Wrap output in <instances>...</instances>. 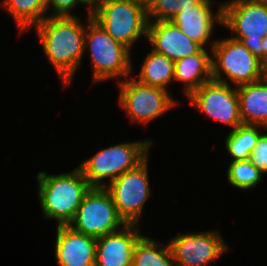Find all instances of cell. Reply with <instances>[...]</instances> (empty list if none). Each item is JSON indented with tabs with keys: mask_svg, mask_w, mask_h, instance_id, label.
Listing matches in <instances>:
<instances>
[{
	"mask_svg": "<svg viewBox=\"0 0 267 266\" xmlns=\"http://www.w3.org/2000/svg\"><path fill=\"white\" fill-rule=\"evenodd\" d=\"M85 6H88V16L92 15V12L99 6L103 0H81Z\"/></svg>",
	"mask_w": 267,
	"mask_h": 266,
	"instance_id": "4316f807",
	"label": "cell"
},
{
	"mask_svg": "<svg viewBox=\"0 0 267 266\" xmlns=\"http://www.w3.org/2000/svg\"><path fill=\"white\" fill-rule=\"evenodd\" d=\"M86 20L84 47L91 57L92 83L128 78L132 73L131 50L115 41L91 16Z\"/></svg>",
	"mask_w": 267,
	"mask_h": 266,
	"instance_id": "277c9868",
	"label": "cell"
},
{
	"mask_svg": "<svg viewBox=\"0 0 267 266\" xmlns=\"http://www.w3.org/2000/svg\"><path fill=\"white\" fill-rule=\"evenodd\" d=\"M143 235L137 242L131 266H175L169 244Z\"/></svg>",
	"mask_w": 267,
	"mask_h": 266,
	"instance_id": "7402d4cb",
	"label": "cell"
},
{
	"mask_svg": "<svg viewBox=\"0 0 267 266\" xmlns=\"http://www.w3.org/2000/svg\"><path fill=\"white\" fill-rule=\"evenodd\" d=\"M143 236L136 224L96 239L95 266H131L135 246Z\"/></svg>",
	"mask_w": 267,
	"mask_h": 266,
	"instance_id": "4fadbf2b",
	"label": "cell"
},
{
	"mask_svg": "<svg viewBox=\"0 0 267 266\" xmlns=\"http://www.w3.org/2000/svg\"><path fill=\"white\" fill-rule=\"evenodd\" d=\"M95 255V238L68 225L56 226L55 259L59 266H95Z\"/></svg>",
	"mask_w": 267,
	"mask_h": 266,
	"instance_id": "5bb4252c",
	"label": "cell"
},
{
	"mask_svg": "<svg viewBox=\"0 0 267 266\" xmlns=\"http://www.w3.org/2000/svg\"><path fill=\"white\" fill-rule=\"evenodd\" d=\"M227 181L242 190H250L262 181L263 173L250 160L231 161L227 169Z\"/></svg>",
	"mask_w": 267,
	"mask_h": 266,
	"instance_id": "603a6c76",
	"label": "cell"
},
{
	"mask_svg": "<svg viewBox=\"0 0 267 266\" xmlns=\"http://www.w3.org/2000/svg\"><path fill=\"white\" fill-rule=\"evenodd\" d=\"M250 162L263 174H267V133H263L251 152Z\"/></svg>",
	"mask_w": 267,
	"mask_h": 266,
	"instance_id": "d4e9b609",
	"label": "cell"
},
{
	"mask_svg": "<svg viewBox=\"0 0 267 266\" xmlns=\"http://www.w3.org/2000/svg\"><path fill=\"white\" fill-rule=\"evenodd\" d=\"M151 140L122 142L89 157L79 169L91 187L104 188L123 173L135 169L149 155ZM110 178L109 182L104 180Z\"/></svg>",
	"mask_w": 267,
	"mask_h": 266,
	"instance_id": "3957f363",
	"label": "cell"
},
{
	"mask_svg": "<svg viewBox=\"0 0 267 266\" xmlns=\"http://www.w3.org/2000/svg\"><path fill=\"white\" fill-rule=\"evenodd\" d=\"M148 179L147 157L135 169L123 173L105 187L126 224L139 225L143 206L151 194Z\"/></svg>",
	"mask_w": 267,
	"mask_h": 266,
	"instance_id": "30bf717a",
	"label": "cell"
},
{
	"mask_svg": "<svg viewBox=\"0 0 267 266\" xmlns=\"http://www.w3.org/2000/svg\"><path fill=\"white\" fill-rule=\"evenodd\" d=\"M262 79L267 83V61L263 63Z\"/></svg>",
	"mask_w": 267,
	"mask_h": 266,
	"instance_id": "f546056e",
	"label": "cell"
},
{
	"mask_svg": "<svg viewBox=\"0 0 267 266\" xmlns=\"http://www.w3.org/2000/svg\"><path fill=\"white\" fill-rule=\"evenodd\" d=\"M242 124L267 128V83L258 81L236 87Z\"/></svg>",
	"mask_w": 267,
	"mask_h": 266,
	"instance_id": "ac0fdd59",
	"label": "cell"
},
{
	"mask_svg": "<svg viewBox=\"0 0 267 266\" xmlns=\"http://www.w3.org/2000/svg\"><path fill=\"white\" fill-rule=\"evenodd\" d=\"M79 4L84 5L81 0H46L47 12L52 7L50 16H76L71 11Z\"/></svg>",
	"mask_w": 267,
	"mask_h": 266,
	"instance_id": "484cf974",
	"label": "cell"
},
{
	"mask_svg": "<svg viewBox=\"0 0 267 266\" xmlns=\"http://www.w3.org/2000/svg\"><path fill=\"white\" fill-rule=\"evenodd\" d=\"M84 23L77 16H47L34 26L37 38L48 61L61 78L62 85L72 83L85 52Z\"/></svg>",
	"mask_w": 267,
	"mask_h": 266,
	"instance_id": "6da1fadb",
	"label": "cell"
},
{
	"mask_svg": "<svg viewBox=\"0 0 267 266\" xmlns=\"http://www.w3.org/2000/svg\"><path fill=\"white\" fill-rule=\"evenodd\" d=\"M175 63L174 81L183 83L188 97L206 82L212 80V56L203 48L199 53L179 59Z\"/></svg>",
	"mask_w": 267,
	"mask_h": 266,
	"instance_id": "e0dca14e",
	"label": "cell"
},
{
	"mask_svg": "<svg viewBox=\"0 0 267 266\" xmlns=\"http://www.w3.org/2000/svg\"><path fill=\"white\" fill-rule=\"evenodd\" d=\"M267 130L261 125L241 124L234 130H230L225 138V148L232 161L250 160V155L255 148L259 137L263 134L260 129Z\"/></svg>",
	"mask_w": 267,
	"mask_h": 266,
	"instance_id": "44dd1931",
	"label": "cell"
},
{
	"mask_svg": "<svg viewBox=\"0 0 267 266\" xmlns=\"http://www.w3.org/2000/svg\"><path fill=\"white\" fill-rule=\"evenodd\" d=\"M123 1L133 2V3L139 4V5L143 6L145 9H147L153 0H123Z\"/></svg>",
	"mask_w": 267,
	"mask_h": 266,
	"instance_id": "f1b7e54d",
	"label": "cell"
},
{
	"mask_svg": "<svg viewBox=\"0 0 267 266\" xmlns=\"http://www.w3.org/2000/svg\"><path fill=\"white\" fill-rule=\"evenodd\" d=\"M231 87L230 84L212 79L193 91L188 99L196 110L234 130L242 124V120L237 89Z\"/></svg>",
	"mask_w": 267,
	"mask_h": 266,
	"instance_id": "8fae6325",
	"label": "cell"
},
{
	"mask_svg": "<svg viewBox=\"0 0 267 266\" xmlns=\"http://www.w3.org/2000/svg\"><path fill=\"white\" fill-rule=\"evenodd\" d=\"M125 225L105 187H91L68 224L73 230L95 239L117 232Z\"/></svg>",
	"mask_w": 267,
	"mask_h": 266,
	"instance_id": "ba28073f",
	"label": "cell"
},
{
	"mask_svg": "<svg viewBox=\"0 0 267 266\" xmlns=\"http://www.w3.org/2000/svg\"><path fill=\"white\" fill-rule=\"evenodd\" d=\"M245 1L251 2V3H261V4L267 5V0H245Z\"/></svg>",
	"mask_w": 267,
	"mask_h": 266,
	"instance_id": "4dcf8cb0",
	"label": "cell"
},
{
	"mask_svg": "<svg viewBox=\"0 0 267 266\" xmlns=\"http://www.w3.org/2000/svg\"><path fill=\"white\" fill-rule=\"evenodd\" d=\"M91 17L115 41L130 50L142 36L147 38V9L139 4L123 0H103Z\"/></svg>",
	"mask_w": 267,
	"mask_h": 266,
	"instance_id": "8992f818",
	"label": "cell"
},
{
	"mask_svg": "<svg viewBox=\"0 0 267 266\" xmlns=\"http://www.w3.org/2000/svg\"><path fill=\"white\" fill-rule=\"evenodd\" d=\"M267 61V37L262 39V63Z\"/></svg>",
	"mask_w": 267,
	"mask_h": 266,
	"instance_id": "83f0119b",
	"label": "cell"
},
{
	"mask_svg": "<svg viewBox=\"0 0 267 266\" xmlns=\"http://www.w3.org/2000/svg\"><path fill=\"white\" fill-rule=\"evenodd\" d=\"M138 76L139 82L168 91L167 86L174 81L175 63L164 54L151 49L140 67Z\"/></svg>",
	"mask_w": 267,
	"mask_h": 266,
	"instance_id": "d6986e66",
	"label": "cell"
},
{
	"mask_svg": "<svg viewBox=\"0 0 267 266\" xmlns=\"http://www.w3.org/2000/svg\"><path fill=\"white\" fill-rule=\"evenodd\" d=\"M222 25L262 62V39L267 37V5L245 0L222 3Z\"/></svg>",
	"mask_w": 267,
	"mask_h": 266,
	"instance_id": "52a82bcc",
	"label": "cell"
},
{
	"mask_svg": "<svg viewBox=\"0 0 267 266\" xmlns=\"http://www.w3.org/2000/svg\"><path fill=\"white\" fill-rule=\"evenodd\" d=\"M213 4L212 0H202L197 5L181 10L171 20L187 37L205 49L216 27L215 23L222 25L223 21L222 4L215 15L211 8Z\"/></svg>",
	"mask_w": 267,
	"mask_h": 266,
	"instance_id": "9a60e30c",
	"label": "cell"
},
{
	"mask_svg": "<svg viewBox=\"0 0 267 266\" xmlns=\"http://www.w3.org/2000/svg\"><path fill=\"white\" fill-rule=\"evenodd\" d=\"M130 77L118 83L120 88L118 104L131 121L147 124L177 105L168 91L143 84L136 79V76L131 79Z\"/></svg>",
	"mask_w": 267,
	"mask_h": 266,
	"instance_id": "9c48e42d",
	"label": "cell"
},
{
	"mask_svg": "<svg viewBox=\"0 0 267 266\" xmlns=\"http://www.w3.org/2000/svg\"><path fill=\"white\" fill-rule=\"evenodd\" d=\"M1 7L13 17L20 34L48 16L46 0H3Z\"/></svg>",
	"mask_w": 267,
	"mask_h": 266,
	"instance_id": "ffe728a7",
	"label": "cell"
},
{
	"mask_svg": "<svg viewBox=\"0 0 267 266\" xmlns=\"http://www.w3.org/2000/svg\"><path fill=\"white\" fill-rule=\"evenodd\" d=\"M38 197L44 218L56 220L57 226L68 225L74 218L86 193L91 189L80 169L48 174H37Z\"/></svg>",
	"mask_w": 267,
	"mask_h": 266,
	"instance_id": "7a4b0ae2",
	"label": "cell"
},
{
	"mask_svg": "<svg viewBox=\"0 0 267 266\" xmlns=\"http://www.w3.org/2000/svg\"><path fill=\"white\" fill-rule=\"evenodd\" d=\"M147 39L153 47L152 50L164 54L174 62L195 55L203 49L171 21L149 22Z\"/></svg>",
	"mask_w": 267,
	"mask_h": 266,
	"instance_id": "2e32d148",
	"label": "cell"
},
{
	"mask_svg": "<svg viewBox=\"0 0 267 266\" xmlns=\"http://www.w3.org/2000/svg\"><path fill=\"white\" fill-rule=\"evenodd\" d=\"M201 1L202 0H153L147 8L148 21H171L181 10L189 8L190 5H197Z\"/></svg>",
	"mask_w": 267,
	"mask_h": 266,
	"instance_id": "cb8c5ba5",
	"label": "cell"
},
{
	"mask_svg": "<svg viewBox=\"0 0 267 266\" xmlns=\"http://www.w3.org/2000/svg\"><path fill=\"white\" fill-rule=\"evenodd\" d=\"M168 244L175 266H207L229 249L215 230L179 234Z\"/></svg>",
	"mask_w": 267,
	"mask_h": 266,
	"instance_id": "7c38bea8",
	"label": "cell"
},
{
	"mask_svg": "<svg viewBox=\"0 0 267 266\" xmlns=\"http://www.w3.org/2000/svg\"><path fill=\"white\" fill-rule=\"evenodd\" d=\"M211 42L213 80L229 84L225 75L238 87L262 79L263 63L240 41L230 37Z\"/></svg>",
	"mask_w": 267,
	"mask_h": 266,
	"instance_id": "5b68a950",
	"label": "cell"
}]
</instances>
